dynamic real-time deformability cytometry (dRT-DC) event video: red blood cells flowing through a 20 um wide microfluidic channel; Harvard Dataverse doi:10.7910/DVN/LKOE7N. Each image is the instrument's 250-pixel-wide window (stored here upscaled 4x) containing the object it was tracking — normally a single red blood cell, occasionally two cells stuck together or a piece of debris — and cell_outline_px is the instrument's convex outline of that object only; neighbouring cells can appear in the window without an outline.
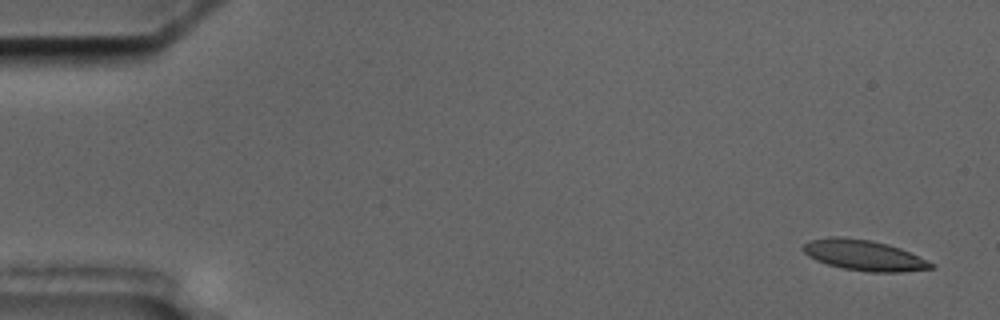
{"species": "common noctule bat (a hibernating species)", "species_latin": "Nyctalus noctula", "temperature_condition": "cold", "stored_images_in_passage": 5, "camera_frame_rate_fps": 3000, "um_per_image_px": 0.085, "animal": {"sex": "male", "body_mass_g": 17.5, "forearm_length_mm": 52.3}, "frame": {"image": 1, "passage_image": 1, "time_ms": 0.0, "image_size_px": [1000, 320], "cell_outline_px": [[936, 268], [900, 272], [868, 272], [844, 268], [828, 264], [816, 260], [808, 256], [804, 252], [804, 244], [812, 240], [828, 236], [840, 236], [872, 240], [888, 244], [900, 248], [936, 264]], "centroid_in_image_um": [73.47, 21.69], "position_along_channel_um": 11.5, "area_um2": 22.77}}
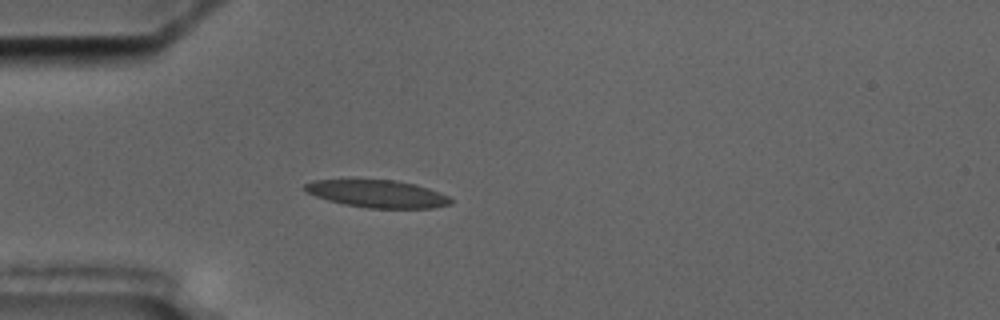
{"frame": {"image": 2, "passage_image": 5, "time_ms": 4.667, "image_size_px": [1000, 320], "cell_outline_px": [[452, 204], [432, 208], [368, 208], [344, 204], [328, 200], [316, 196], [308, 192], [304, 188], [304, 184], [312, 180], [396, 180], [416, 184], [440, 192], [448, 196], [452, 200]], "centroid_in_image_um": [32.11, 16.47], "position_along_channel_um": 52.9, "area_um2": 23.29}}